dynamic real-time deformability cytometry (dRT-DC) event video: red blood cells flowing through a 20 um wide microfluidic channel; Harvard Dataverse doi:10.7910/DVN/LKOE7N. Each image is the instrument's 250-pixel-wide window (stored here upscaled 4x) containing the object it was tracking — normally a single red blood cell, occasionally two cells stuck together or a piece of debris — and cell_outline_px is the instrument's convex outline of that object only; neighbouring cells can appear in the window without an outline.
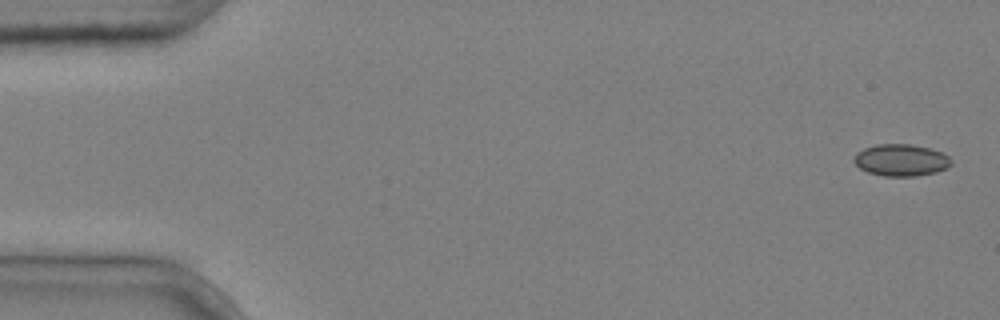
{"species": "common noctule bat (a hibernating species)", "species_latin": "Nyctalus noctula", "temperature_condition": "cold", "stored_images_in_passage": 6, "camera_frame_rate_fps": 3000, "um_per_image_px": 0.085, "animal": {"sex": "male", "body_mass_g": 20.4}, "frame": {"image": 1, "passage_image": 1, "time_ms": 0.0, "image_size_px": [1000, 320], "cell_outline_px": [[952, 164], [948, 168], [936, 172], [916, 176], [884, 176], [868, 172], [860, 168], [852, 160], [852, 156], [856, 152], [864, 148], [876, 144], [912, 144], [944, 152], [952, 160]], "centroid_in_image_um": [76.59, 13.6], "position_along_channel_um": 8.4, "area_um2": 18.32}}
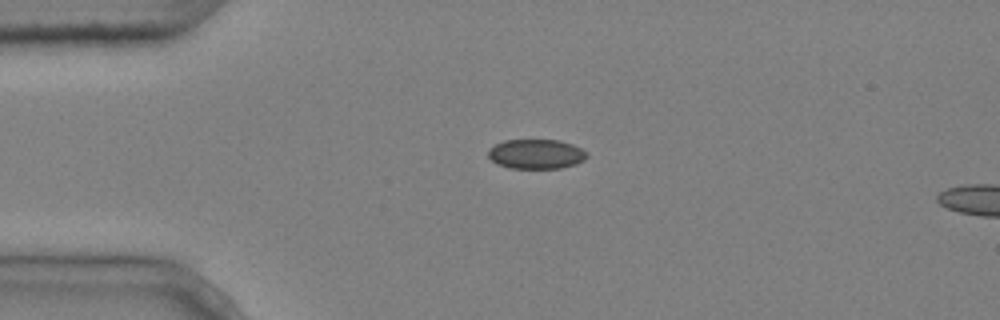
{"frame": {"image": 2, "passage_image": 4, "time_ms": 1.0, "image_size_px": [1000, 320], "cell_outline_px": [[588, 156], [584, 160], [576, 164], [560, 168], [508, 168], [496, 164], [488, 156], [488, 148], [504, 140], [560, 140], [572, 144], [588, 152]], "centroid_in_image_um": [45.57, 13.09], "position_along_channel_um": 39.4, "area_um2": 17.17}}